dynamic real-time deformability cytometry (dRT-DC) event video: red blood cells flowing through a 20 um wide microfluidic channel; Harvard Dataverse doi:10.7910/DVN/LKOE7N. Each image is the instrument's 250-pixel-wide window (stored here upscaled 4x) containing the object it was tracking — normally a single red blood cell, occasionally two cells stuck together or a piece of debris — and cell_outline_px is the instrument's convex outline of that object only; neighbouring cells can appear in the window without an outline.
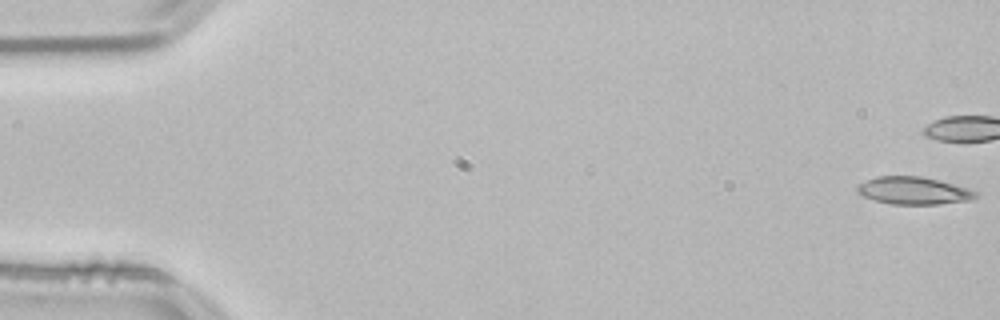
{"species": "common noctule bat (a hibernating species)", "species_latin": "Nyctalus noctula", "temperature_condition": "room temperature", "stored_images_in_passage": 41, "camera_frame_rate_fps": 3000, "um_per_image_px": 0.085, "animal": {"sex": "male", "body_mass_g": 21.5, "forearm_length_mm": 52.0}, "frame": {"image": 1, "passage_image": 1, "time_ms": 0.0, "image_size_px": [1000, 320], "cell_outline_px": [[980, 196], [972, 200], [940, 204], [892, 204], [876, 200], [864, 196], [856, 192], [856, 188], [860, 184], [876, 176], [920, 176], [940, 180], [968, 188], [980, 192]], "centroid_in_image_um": [77.74, 16.2], "position_along_channel_um": 7.3, "area_um2": 19.07}}